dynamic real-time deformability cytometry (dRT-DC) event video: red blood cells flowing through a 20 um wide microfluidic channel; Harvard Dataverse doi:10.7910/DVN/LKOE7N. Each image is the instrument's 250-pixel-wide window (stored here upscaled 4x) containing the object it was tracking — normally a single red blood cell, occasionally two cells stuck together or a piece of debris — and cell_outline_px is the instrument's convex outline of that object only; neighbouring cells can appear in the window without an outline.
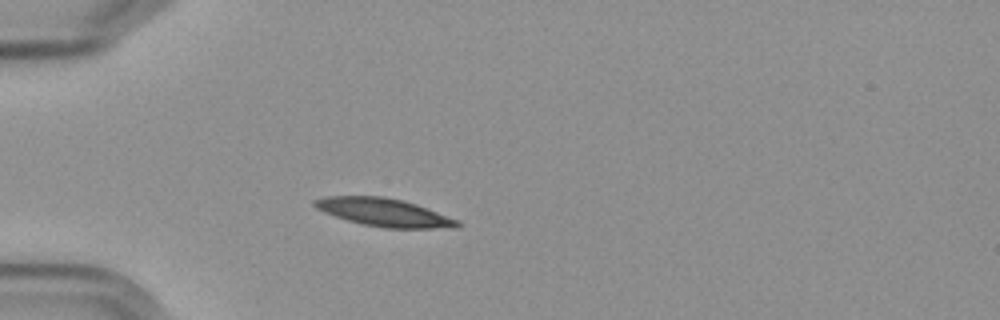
{"species": "Egyptian fruit bat (a non-hibernating species)", "species_latin": "Rousettus aegyptiacus", "temperature_condition": "cold", "stored_images_in_passage": 3, "camera_frame_rate_fps": 3000, "um_per_image_px": 0.085, "frame": {"image": 1, "passage_image": 2, "time_ms": 1.333, "image_size_px": [1000, 320], "cell_outline_px": [[460, 224], [456, 228], [384, 228], [360, 224], [324, 212], [316, 208], [312, 204], [312, 200], [324, 196], [384, 196], [416, 204], [460, 220]], "centroid_in_image_um": [32.63, 18.05], "position_along_channel_um": 52.4, "area_um2": 23.35}}